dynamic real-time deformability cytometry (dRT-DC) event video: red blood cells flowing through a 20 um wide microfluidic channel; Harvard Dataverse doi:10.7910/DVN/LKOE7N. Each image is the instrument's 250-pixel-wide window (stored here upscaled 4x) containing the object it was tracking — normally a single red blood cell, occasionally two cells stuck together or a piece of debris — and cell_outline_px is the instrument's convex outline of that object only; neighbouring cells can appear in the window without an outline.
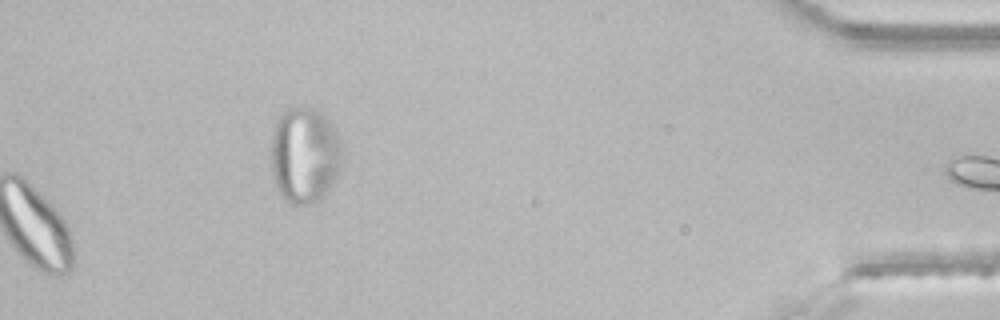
{"species": "common noctule bat (a hibernating species)", "species_latin": "Nyctalus noctula", "temperature_condition": "room temperature", "stored_images_in_passage": 34, "segment_of_instrument_passage": [2, 2], "camera_frame_rate_fps": 3000, "um_per_image_px": 0.085, "animal": {"sex": "male", "body_mass_g": 21.5, "forearm_length_mm": 52.0}, "frame": {"image": 1, "passage_image": 34, "time_ms": 11.0, "image_size_px": [1000, 320], "cell_outline_px": [[344, 164], [336, 180], [320, 200], [316, 204], [292, 204], [284, 200], [276, 184], [272, 172], [272, 128], [280, 116], [288, 108], [316, 108], [332, 124], [340, 140]], "centroid_in_image_um": [25.94, 13.22], "position_along_channel_um": 409.3, "area_um2": 40.23}}